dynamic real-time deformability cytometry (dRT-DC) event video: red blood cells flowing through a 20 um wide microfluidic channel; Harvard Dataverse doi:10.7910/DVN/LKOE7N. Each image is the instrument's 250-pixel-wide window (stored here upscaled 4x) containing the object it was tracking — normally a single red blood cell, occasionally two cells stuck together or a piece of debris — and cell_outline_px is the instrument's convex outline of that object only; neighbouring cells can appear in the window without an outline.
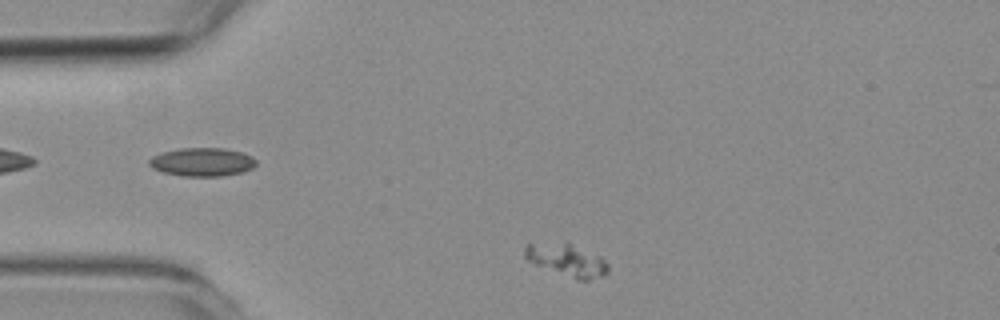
{"species": "common noctule bat (a hibernating species)", "species_latin": "Nyctalus noctula", "temperature_condition": "room temperature", "stored_images_in_passage": 40, "camera_frame_rate_fps": 3000, "um_per_image_px": 0.085, "animal": {"sex": "female", "body_mass_g": 19.3, "forearm_length_mm": 54.1}, "frame": {"image": 1, "passage_image": 1, "time_ms": 0.0, "image_size_px": [1000, 320], "cell_outline_px": [[608, 272], [604, 276], [588, 280], [576, 280], [536, 264], [528, 260], [524, 256], [524, 244], [568, 240], [600, 256], [608, 264]], "centroid_in_image_um": [48.19, 22.06], "position_along_channel_um": 36.8, "area_um2": 16.24}}
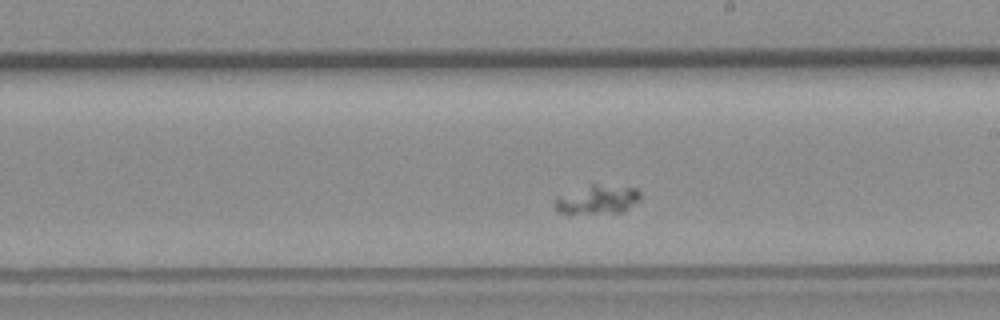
{"frame": {"image": 2, "passage_image": 23, "time_ms": 7.333, "image_size_px": [1000, 320], "cell_outline_px": [[640, 200], [620, 212], [556, 212], [556, 196], [592, 184], [596, 184], [636, 188], [640, 192]], "centroid_in_image_um": [50.8, 16.93], "position_along_channel_um": 238.2, "area_um2": 13.81}}
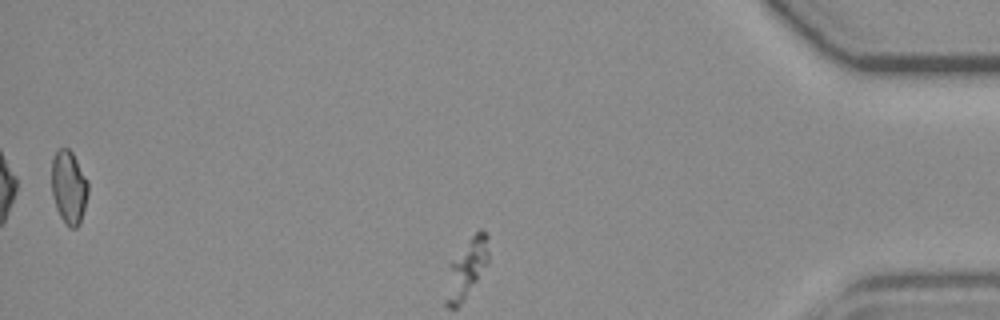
{"frame": {"image": 3, "passage_image": 40, "time_ms": 13.0, "image_size_px": [1000, 320], "cell_outline_px": [[88, 192], [80, 224], [76, 228], [68, 228], [60, 216], [56, 208], [52, 192], [52, 160], [56, 152], [60, 148], [68, 148], [72, 152], [88, 180]], "centroid_in_image_um": [5.86, 15.93], "position_along_channel_um": 429.3, "area_um2": 15.55}}